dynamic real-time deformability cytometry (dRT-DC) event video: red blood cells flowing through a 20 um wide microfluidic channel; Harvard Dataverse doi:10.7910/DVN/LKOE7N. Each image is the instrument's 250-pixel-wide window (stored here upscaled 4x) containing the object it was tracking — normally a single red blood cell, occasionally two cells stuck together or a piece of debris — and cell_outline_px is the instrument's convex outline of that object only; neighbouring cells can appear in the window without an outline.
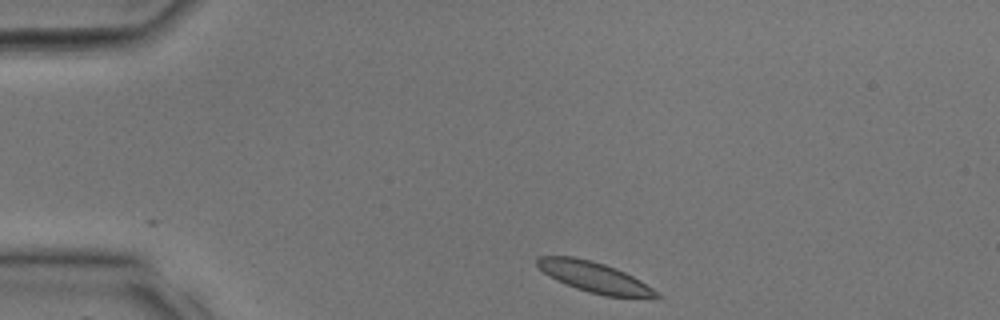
{"species": "common noctule bat (a hibernating species)", "species_latin": "Nyctalus noctula", "temperature_condition": "room temperature", "stored_images_in_passage": 6, "camera_frame_rate_fps": 3000, "um_per_image_px": 0.085, "animal": {"sex": "male", "body_mass_g": 17.9, "forearm_length_mm": 54.2}, "frame": {"image": 1, "passage_image": 1, "time_ms": 0.0, "image_size_px": [1000, 320], "cell_outline_px": [[660, 296], [604, 296], [588, 292], [576, 288], [556, 280], [548, 276], [536, 264], [536, 260], [540, 256], [572, 256], [592, 260], [616, 268], [640, 280], [660, 292]], "centroid_in_image_um": [50.47, 23.54], "position_along_channel_um": 34.5, "area_um2": 20.87}}
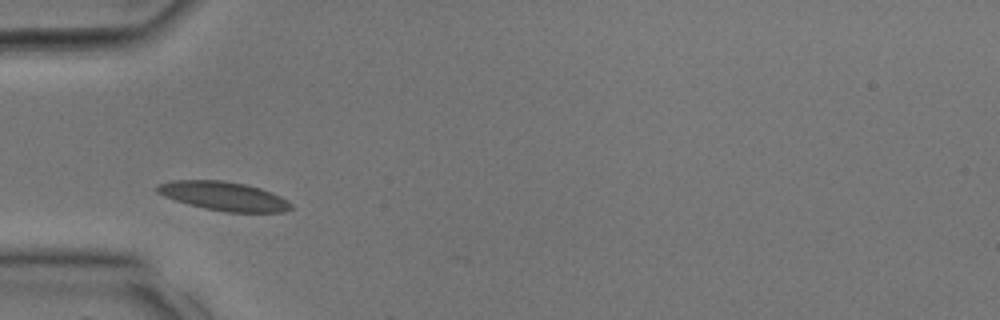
{"frame": {"image": 2, "passage_image": 5, "time_ms": 1.333, "image_size_px": [1000, 320], "cell_outline_px": [[292, 208], [284, 212], [224, 212], [204, 208], [188, 204], [164, 196], [156, 192], [156, 184], [172, 180], [220, 180], [244, 184], [260, 188], [272, 192], [288, 200], [292, 204]], "centroid_in_image_um": [19.01, 16.67], "position_along_channel_um": 66.0, "area_um2": 22.6}}